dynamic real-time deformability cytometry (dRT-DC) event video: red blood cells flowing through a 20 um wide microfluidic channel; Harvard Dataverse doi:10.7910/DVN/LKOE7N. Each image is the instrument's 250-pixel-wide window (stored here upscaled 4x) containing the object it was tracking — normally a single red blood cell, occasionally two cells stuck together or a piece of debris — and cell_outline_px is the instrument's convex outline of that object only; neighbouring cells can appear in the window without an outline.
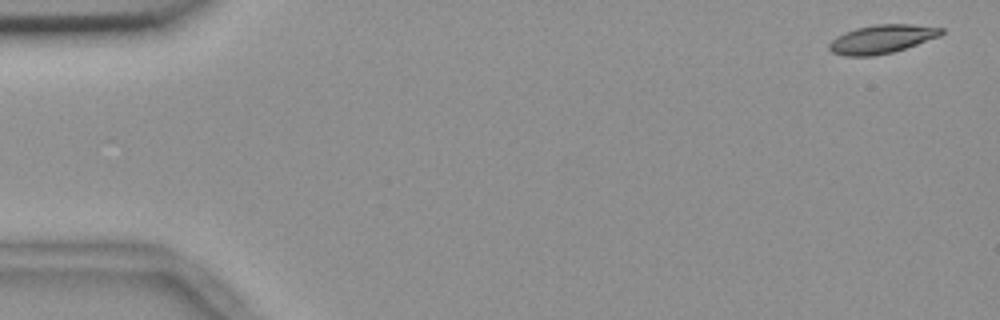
{"species": "common noctule bat (a hibernating species)", "species_latin": "Nyctalus noctula", "temperature_condition": "room temperature", "stored_images_in_passage": 5, "camera_frame_rate_fps": 3000, "um_per_image_px": 0.085, "animal": {"sex": "female", "body_mass_g": 18.4}, "frame": {"image": 1, "passage_image": 1, "time_ms": 0.0, "image_size_px": [1000, 320], "cell_outline_px": [[944, 32], [940, 36], [892, 52], [872, 56], [844, 56], [832, 52], [828, 48], [828, 44], [836, 36], [844, 32], [856, 28], [876, 24], [912, 24], [944, 28]], "centroid_in_image_um": [74.93, 3.31], "position_along_channel_um": 10.1, "area_um2": 18.61}}
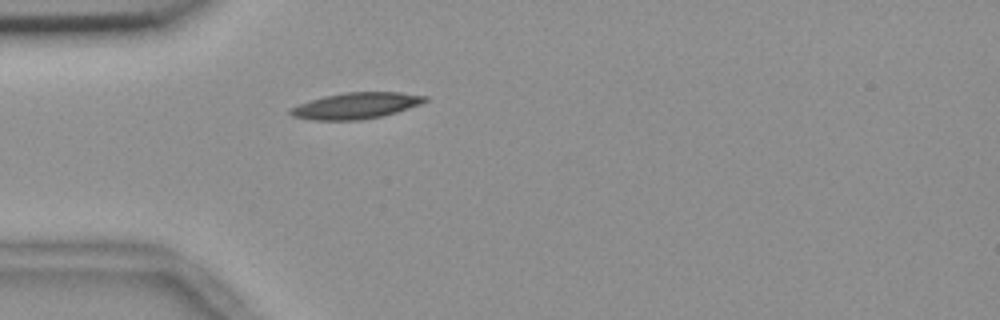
{"frame": {"image": 2, "passage_image": 5, "time_ms": 1.333, "image_size_px": [1000, 320], "cell_outline_px": [[428, 100], [420, 104], [396, 112], [380, 116], [360, 120], [312, 120], [292, 116], [288, 112], [288, 108], [324, 96], [344, 92], [400, 92], [428, 96]], "centroid_in_image_um": [30.24, 8.98], "position_along_channel_um": 54.8, "area_um2": 20.46}}